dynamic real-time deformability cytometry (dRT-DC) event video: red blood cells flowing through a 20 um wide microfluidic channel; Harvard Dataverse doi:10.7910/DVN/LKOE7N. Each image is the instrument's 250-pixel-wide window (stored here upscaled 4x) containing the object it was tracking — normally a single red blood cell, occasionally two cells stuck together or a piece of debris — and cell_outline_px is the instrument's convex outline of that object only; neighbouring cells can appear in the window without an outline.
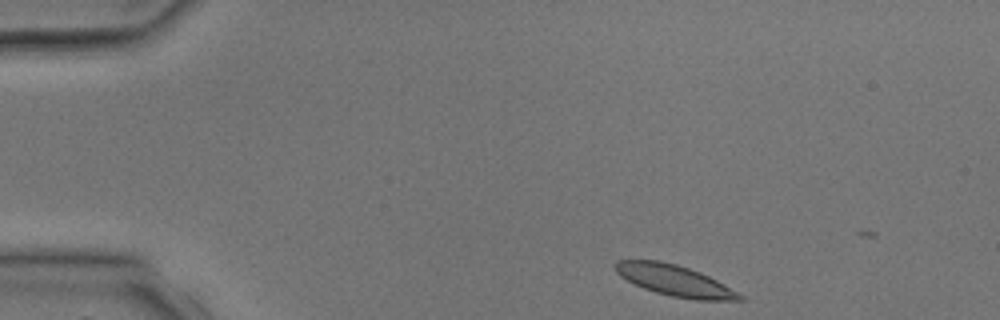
{"species": "common noctule bat (a hibernating species)", "species_latin": "Nyctalus noctula", "temperature_condition": "room temperature", "stored_images_in_passage": 2, "camera_frame_rate_fps": 3000, "um_per_image_px": 0.085, "animal": {"sex": "male", "body_mass_g": 17.9, "forearm_length_mm": 54.2}, "frame": {"image": 1, "passage_image": 1, "time_ms": 0.0, "image_size_px": [1000, 320], "cell_outline_px": [[744, 300], [696, 300], [672, 296], [656, 292], [644, 288], [620, 276], [616, 272], [612, 264], [616, 260], [660, 260], [676, 264], [700, 272], [716, 280], [744, 296]], "centroid_in_image_um": [57.31, 23.83], "position_along_channel_um": 27.7, "area_um2": 22.25}}